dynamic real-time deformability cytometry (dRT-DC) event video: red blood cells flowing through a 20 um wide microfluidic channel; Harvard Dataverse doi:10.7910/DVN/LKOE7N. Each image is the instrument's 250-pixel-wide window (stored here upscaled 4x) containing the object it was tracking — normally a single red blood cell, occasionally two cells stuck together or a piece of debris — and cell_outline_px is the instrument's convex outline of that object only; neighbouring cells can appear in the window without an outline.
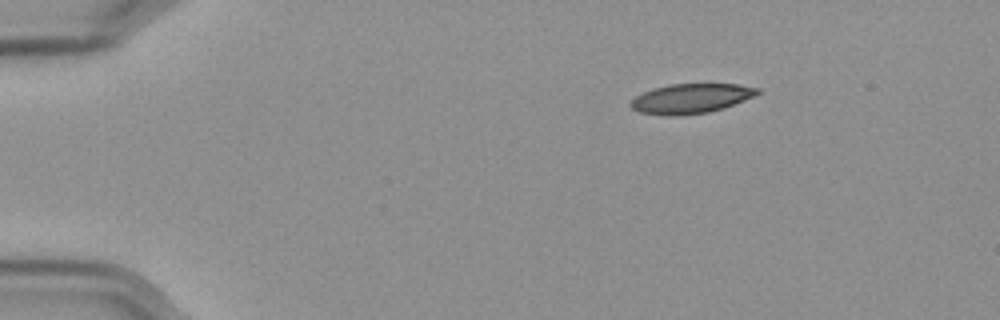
{"species": "Egyptian fruit bat (a non-hibernating species)", "species_latin": "Rousettus aegyptiacus", "temperature_condition": "cold", "stored_images_in_passage": 49, "camera_frame_rate_fps": 3000, "um_per_image_px": 0.085, "frame": {"image": 1, "passage_image": 1, "time_ms": 0.0, "image_size_px": [1000, 320], "cell_outline_px": [[760, 92], [744, 100], [724, 108], [708, 112], [676, 116], [668, 116], [640, 112], [632, 108], [628, 104], [636, 96], [652, 88], [668, 84], [740, 84], [760, 88]], "centroid_in_image_um": [58.72, 8.37], "position_along_channel_um": 26.3, "area_um2": 21.91}}
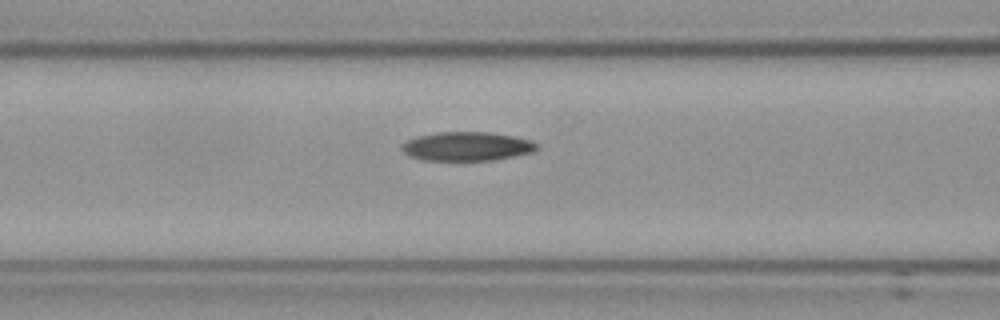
{"frame": {"image": 2, "passage_image": 16, "time_ms": 5.0, "image_size_px": [1000, 320], "cell_outline_px": [[540, 148], [532, 152], [492, 160], [424, 160], [408, 156], [400, 148], [400, 144], [416, 136], [436, 132], [488, 132], [516, 136], [532, 140]], "centroid_in_image_um": [39.66, 12.43], "position_along_channel_um": 126.9, "area_um2": 22.89}}
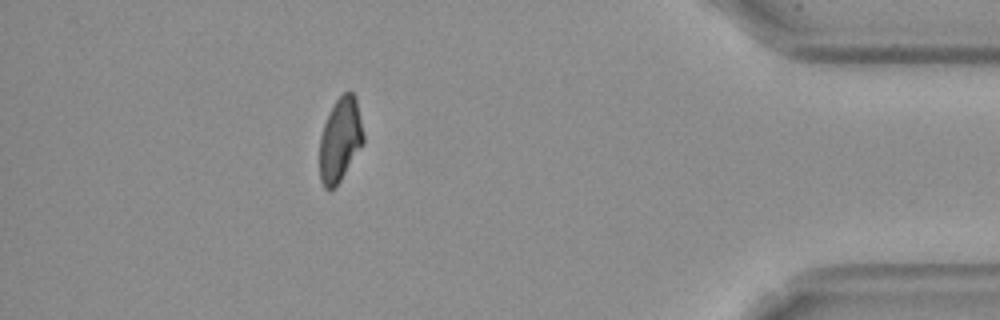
{"frame": {"image": 3, "passage_image": 43, "time_ms": 14.0, "image_size_px": [1000, 320], "cell_outline_px": [[364, 144], [340, 180], [332, 188], [324, 188], [320, 180], [320, 136], [324, 124], [336, 100], [344, 92], [352, 92], [356, 96], [364, 136]], "centroid_in_image_um": [28.93, 11.86], "position_along_channel_um": 406.3, "area_um2": 21.15}, "authors_computed_cell_mechanics": {"area_um2": 22.7732, "velocity_mm_per_s": 3.5745, "shape_relaxation_time_tau1_ms": null, "shape_relaxation_time_tau2_ms": 10.8567, "deformation_change_tau1": null, "deformation_change_tau2": 0.1682}}